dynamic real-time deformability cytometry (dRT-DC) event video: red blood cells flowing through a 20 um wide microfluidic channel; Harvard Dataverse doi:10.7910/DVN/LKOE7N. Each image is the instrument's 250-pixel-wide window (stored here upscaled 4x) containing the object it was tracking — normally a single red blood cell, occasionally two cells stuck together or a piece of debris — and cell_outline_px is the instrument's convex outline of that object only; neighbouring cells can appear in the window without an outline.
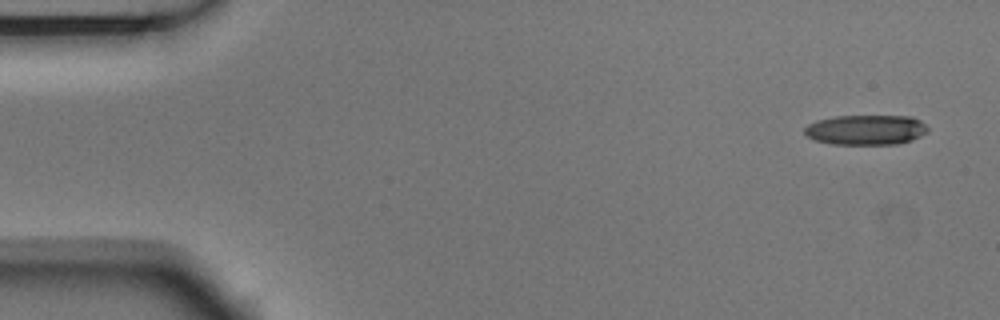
{"species": "Egyptian fruit bat (a non-hibernating species)", "species_latin": "Rousettus aegyptiacus", "temperature_condition": "room temperature", "stored_images_in_passage": 5, "camera_frame_rate_fps": 3000, "um_per_image_px": 0.085, "animal": {"sex": "male"}, "frame": {"image": 1, "passage_image": 1, "time_ms": 0.0, "image_size_px": [1000, 320], "cell_outline_px": [[928, 132], [912, 140], [896, 144], [832, 144], [816, 140], [808, 136], [804, 132], [804, 128], [808, 124], [816, 120], [836, 116], [912, 116], [920, 120], [928, 128]], "centroid_in_image_um": [73.62, 11.03], "position_along_channel_um": 11.4, "area_um2": 21.56}}
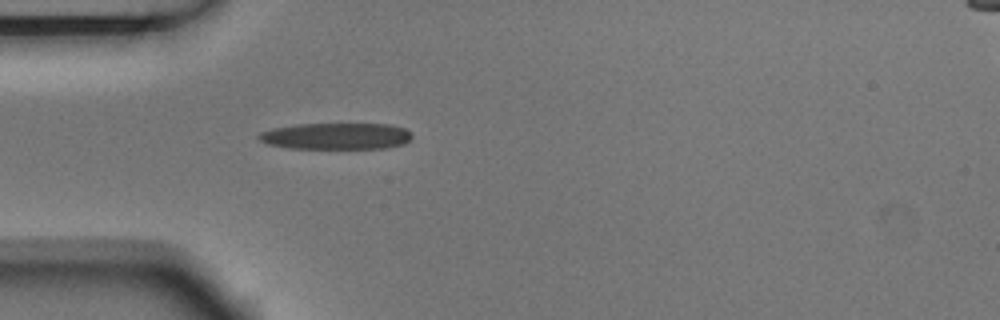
{"frame": {"image": 2, "passage_image": 5, "time_ms": 1.333, "image_size_px": [1000, 320], "cell_outline_px": [[412, 136], [404, 144], [388, 148], [288, 148], [268, 144], [260, 140], [256, 136], [260, 132], [272, 128], [296, 124], [388, 124], [404, 128]], "centroid_in_image_um": [28.54, 11.57], "position_along_channel_um": 56.5, "area_um2": 23.58}}